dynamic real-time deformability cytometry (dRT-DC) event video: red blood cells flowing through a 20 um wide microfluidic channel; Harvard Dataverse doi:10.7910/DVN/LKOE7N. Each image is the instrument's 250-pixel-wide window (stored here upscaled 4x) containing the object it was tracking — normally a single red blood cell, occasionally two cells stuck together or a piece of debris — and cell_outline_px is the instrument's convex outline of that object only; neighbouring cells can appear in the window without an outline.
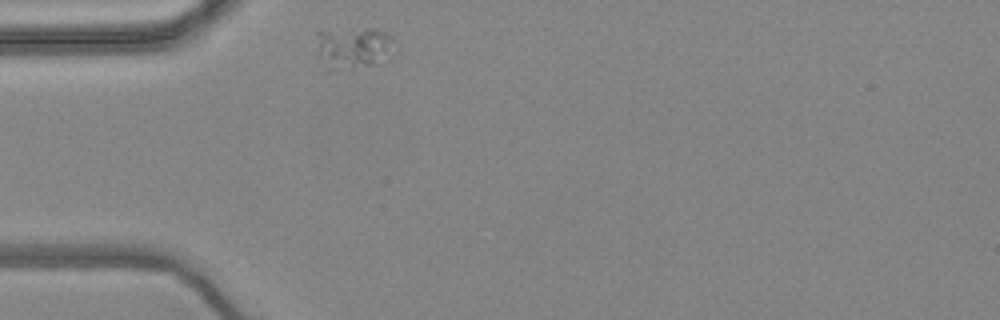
{"species": "common noctule bat (a hibernating species)", "species_latin": "Nyctalus noctula", "temperature_condition": "warm", "stored_images_in_passage": 46, "camera_frame_rate_fps": 3000, "um_per_image_px": 0.085, "animal": {"sex": "female", "body_mass_g": 24.6, "forearm_length_mm": 56.2}, "frame": {"image": 1, "passage_image": 1, "time_ms": 0.0, "image_size_px": [1000, 320], "cell_outline_px": [[392, 40], [368, 64], [352, 68], [328, 72], [324, 72], [320, 60], [316, 32], [320, 28], [372, 28], [384, 32], [392, 36]], "centroid_in_image_um": [29.71, 3.99], "position_along_channel_um": 55.3, "area_um2": 18.15}}
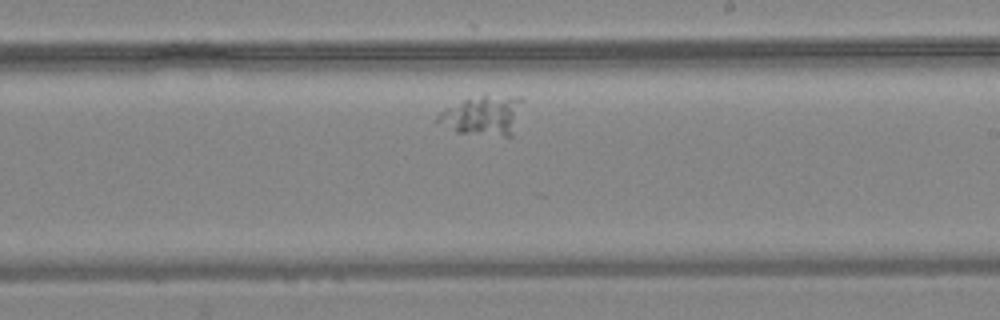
{"frame": {"image": 2, "passage_image": 20, "time_ms": 6.333, "image_size_px": [1000, 320], "cell_outline_px": [[524, 100], [512, 136], [504, 136], [456, 132], [436, 120], [436, 116], [444, 108], [484, 92], [520, 96]], "centroid_in_image_um": [41.11, 9.74], "position_along_channel_um": 247.9, "area_um2": 20.11}}
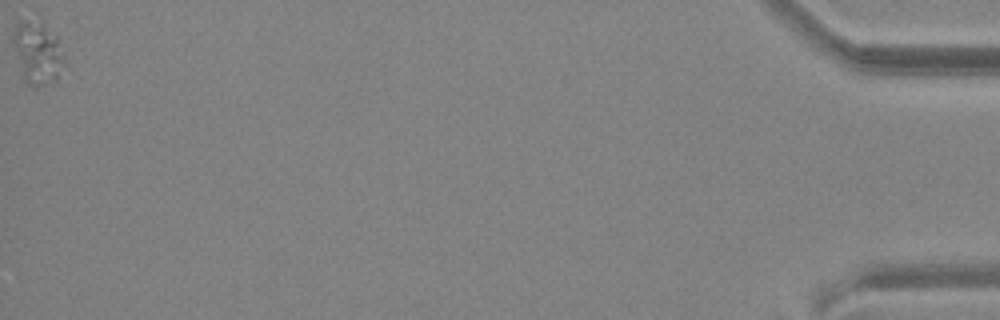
{"frame": {"image": 3, "passage_image": 46, "time_ms": 15.0, "image_size_px": [1000, 320], "cell_outline_px": [[60, 60], [56, 80], [48, 84], [36, 88], [32, 88], [20, 76], [12, 40], [12, 32], [16, 24], [20, 20], [24, 20], [40, 24], [56, 36], [60, 56]], "centroid_in_image_um": [3.05, 4.54], "position_along_channel_um": 432.2, "area_um2": 17.86}}